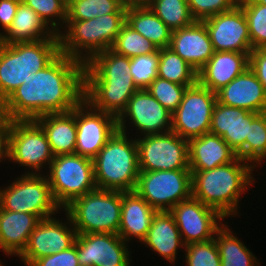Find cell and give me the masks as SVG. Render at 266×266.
<instances>
[{"instance_id":"cell-20","label":"cell","mask_w":266,"mask_h":266,"mask_svg":"<svg viewBox=\"0 0 266 266\" xmlns=\"http://www.w3.org/2000/svg\"><path fill=\"white\" fill-rule=\"evenodd\" d=\"M259 113L216 102L209 133L222 137L241 160L245 161V141L249 124Z\"/></svg>"},{"instance_id":"cell-23","label":"cell","mask_w":266,"mask_h":266,"mask_svg":"<svg viewBox=\"0 0 266 266\" xmlns=\"http://www.w3.org/2000/svg\"><path fill=\"white\" fill-rule=\"evenodd\" d=\"M249 54L215 51L210 60L197 72V81L216 93L249 67Z\"/></svg>"},{"instance_id":"cell-5","label":"cell","mask_w":266,"mask_h":266,"mask_svg":"<svg viewBox=\"0 0 266 266\" xmlns=\"http://www.w3.org/2000/svg\"><path fill=\"white\" fill-rule=\"evenodd\" d=\"M60 54L59 38L0 43V100L5 101L31 73L41 71Z\"/></svg>"},{"instance_id":"cell-34","label":"cell","mask_w":266,"mask_h":266,"mask_svg":"<svg viewBox=\"0 0 266 266\" xmlns=\"http://www.w3.org/2000/svg\"><path fill=\"white\" fill-rule=\"evenodd\" d=\"M150 8L172 31L196 21L187 0H152Z\"/></svg>"},{"instance_id":"cell-35","label":"cell","mask_w":266,"mask_h":266,"mask_svg":"<svg viewBox=\"0 0 266 266\" xmlns=\"http://www.w3.org/2000/svg\"><path fill=\"white\" fill-rule=\"evenodd\" d=\"M111 50L119 55L133 58L157 52L159 49L150 40L125 23L119 31Z\"/></svg>"},{"instance_id":"cell-37","label":"cell","mask_w":266,"mask_h":266,"mask_svg":"<svg viewBox=\"0 0 266 266\" xmlns=\"http://www.w3.org/2000/svg\"><path fill=\"white\" fill-rule=\"evenodd\" d=\"M245 14L252 50L266 48V5L254 0H239Z\"/></svg>"},{"instance_id":"cell-36","label":"cell","mask_w":266,"mask_h":266,"mask_svg":"<svg viewBox=\"0 0 266 266\" xmlns=\"http://www.w3.org/2000/svg\"><path fill=\"white\" fill-rule=\"evenodd\" d=\"M263 160H266V112L259 113L251 121L249 138L245 141V161L260 169Z\"/></svg>"},{"instance_id":"cell-48","label":"cell","mask_w":266,"mask_h":266,"mask_svg":"<svg viewBox=\"0 0 266 266\" xmlns=\"http://www.w3.org/2000/svg\"><path fill=\"white\" fill-rule=\"evenodd\" d=\"M8 137L9 133H0V163L8 160Z\"/></svg>"},{"instance_id":"cell-21","label":"cell","mask_w":266,"mask_h":266,"mask_svg":"<svg viewBox=\"0 0 266 266\" xmlns=\"http://www.w3.org/2000/svg\"><path fill=\"white\" fill-rule=\"evenodd\" d=\"M171 48L197 72L214 54L209 32L203 21L172 31Z\"/></svg>"},{"instance_id":"cell-14","label":"cell","mask_w":266,"mask_h":266,"mask_svg":"<svg viewBox=\"0 0 266 266\" xmlns=\"http://www.w3.org/2000/svg\"><path fill=\"white\" fill-rule=\"evenodd\" d=\"M171 116L172 113L147 89H140L131 96L126 109L117 118V128L129 134L128 130L131 127V130H136L135 138L163 134L171 131Z\"/></svg>"},{"instance_id":"cell-22","label":"cell","mask_w":266,"mask_h":266,"mask_svg":"<svg viewBox=\"0 0 266 266\" xmlns=\"http://www.w3.org/2000/svg\"><path fill=\"white\" fill-rule=\"evenodd\" d=\"M216 97L218 103L227 106L254 113L266 112V91L250 67L217 91Z\"/></svg>"},{"instance_id":"cell-43","label":"cell","mask_w":266,"mask_h":266,"mask_svg":"<svg viewBox=\"0 0 266 266\" xmlns=\"http://www.w3.org/2000/svg\"><path fill=\"white\" fill-rule=\"evenodd\" d=\"M30 266H80L77 257V248L74 244L69 249L57 254L36 259Z\"/></svg>"},{"instance_id":"cell-38","label":"cell","mask_w":266,"mask_h":266,"mask_svg":"<svg viewBox=\"0 0 266 266\" xmlns=\"http://www.w3.org/2000/svg\"><path fill=\"white\" fill-rule=\"evenodd\" d=\"M21 1L28 7H31L56 34H59L61 29H64L67 19L66 0Z\"/></svg>"},{"instance_id":"cell-13","label":"cell","mask_w":266,"mask_h":266,"mask_svg":"<svg viewBox=\"0 0 266 266\" xmlns=\"http://www.w3.org/2000/svg\"><path fill=\"white\" fill-rule=\"evenodd\" d=\"M216 93L198 81L187 87L183 99L171 116V131L189 140L209 133Z\"/></svg>"},{"instance_id":"cell-30","label":"cell","mask_w":266,"mask_h":266,"mask_svg":"<svg viewBox=\"0 0 266 266\" xmlns=\"http://www.w3.org/2000/svg\"><path fill=\"white\" fill-rule=\"evenodd\" d=\"M224 222L215 233L221 266H260L259 259Z\"/></svg>"},{"instance_id":"cell-45","label":"cell","mask_w":266,"mask_h":266,"mask_svg":"<svg viewBox=\"0 0 266 266\" xmlns=\"http://www.w3.org/2000/svg\"><path fill=\"white\" fill-rule=\"evenodd\" d=\"M21 0H0V36L11 26Z\"/></svg>"},{"instance_id":"cell-16","label":"cell","mask_w":266,"mask_h":266,"mask_svg":"<svg viewBox=\"0 0 266 266\" xmlns=\"http://www.w3.org/2000/svg\"><path fill=\"white\" fill-rule=\"evenodd\" d=\"M170 212L185 246L213 239L216 230L225 221L216 209L204 205L192 196L176 204Z\"/></svg>"},{"instance_id":"cell-8","label":"cell","mask_w":266,"mask_h":266,"mask_svg":"<svg viewBox=\"0 0 266 266\" xmlns=\"http://www.w3.org/2000/svg\"><path fill=\"white\" fill-rule=\"evenodd\" d=\"M0 208L34 214L40 220L63 212L45 174L23 173L6 187H0Z\"/></svg>"},{"instance_id":"cell-49","label":"cell","mask_w":266,"mask_h":266,"mask_svg":"<svg viewBox=\"0 0 266 266\" xmlns=\"http://www.w3.org/2000/svg\"><path fill=\"white\" fill-rule=\"evenodd\" d=\"M256 3L266 5V0H254Z\"/></svg>"},{"instance_id":"cell-46","label":"cell","mask_w":266,"mask_h":266,"mask_svg":"<svg viewBox=\"0 0 266 266\" xmlns=\"http://www.w3.org/2000/svg\"><path fill=\"white\" fill-rule=\"evenodd\" d=\"M121 8L127 10L150 8L152 0H117Z\"/></svg>"},{"instance_id":"cell-18","label":"cell","mask_w":266,"mask_h":266,"mask_svg":"<svg viewBox=\"0 0 266 266\" xmlns=\"http://www.w3.org/2000/svg\"><path fill=\"white\" fill-rule=\"evenodd\" d=\"M75 154L93 159L115 133L117 118L95 110L86 100L76 106Z\"/></svg>"},{"instance_id":"cell-33","label":"cell","mask_w":266,"mask_h":266,"mask_svg":"<svg viewBox=\"0 0 266 266\" xmlns=\"http://www.w3.org/2000/svg\"><path fill=\"white\" fill-rule=\"evenodd\" d=\"M107 14H126L117 0H68L66 20H90Z\"/></svg>"},{"instance_id":"cell-25","label":"cell","mask_w":266,"mask_h":266,"mask_svg":"<svg viewBox=\"0 0 266 266\" xmlns=\"http://www.w3.org/2000/svg\"><path fill=\"white\" fill-rule=\"evenodd\" d=\"M154 210L136 191H122L121 221L118 235L126 242L145 239L150 229Z\"/></svg>"},{"instance_id":"cell-40","label":"cell","mask_w":266,"mask_h":266,"mask_svg":"<svg viewBox=\"0 0 266 266\" xmlns=\"http://www.w3.org/2000/svg\"><path fill=\"white\" fill-rule=\"evenodd\" d=\"M187 87L189 86L157 77L147 90L163 107L173 113L180 105Z\"/></svg>"},{"instance_id":"cell-24","label":"cell","mask_w":266,"mask_h":266,"mask_svg":"<svg viewBox=\"0 0 266 266\" xmlns=\"http://www.w3.org/2000/svg\"><path fill=\"white\" fill-rule=\"evenodd\" d=\"M145 247L158 254L170 264H176L179 250L184 252L185 245L180 231L170 211H156L145 239L141 242Z\"/></svg>"},{"instance_id":"cell-29","label":"cell","mask_w":266,"mask_h":266,"mask_svg":"<svg viewBox=\"0 0 266 266\" xmlns=\"http://www.w3.org/2000/svg\"><path fill=\"white\" fill-rule=\"evenodd\" d=\"M59 38L45 21L22 1L9 29L0 36V43L13 44Z\"/></svg>"},{"instance_id":"cell-3","label":"cell","mask_w":266,"mask_h":266,"mask_svg":"<svg viewBox=\"0 0 266 266\" xmlns=\"http://www.w3.org/2000/svg\"><path fill=\"white\" fill-rule=\"evenodd\" d=\"M255 169L237 157L233 162L211 170L191 171L192 197L216 209L225 219L240 217L239 203L242 194L256 183Z\"/></svg>"},{"instance_id":"cell-19","label":"cell","mask_w":266,"mask_h":266,"mask_svg":"<svg viewBox=\"0 0 266 266\" xmlns=\"http://www.w3.org/2000/svg\"><path fill=\"white\" fill-rule=\"evenodd\" d=\"M203 22L209 32L214 51L251 53L248 23L239 5Z\"/></svg>"},{"instance_id":"cell-10","label":"cell","mask_w":266,"mask_h":266,"mask_svg":"<svg viewBox=\"0 0 266 266\" xmlns=\"http://www.w3.org/2000/svg\"><path fill=\"white\" fill-rule=\"evenodd\" d=\"M53 159L46 134L35 120H11L8 162L23 166L24 170L29 169L24 171L25 174H43Z\"/></svg>"},{"instance_id":"cell-44","label":"cell","mask_w":266,"mask_h":266,"mask_svg":"<svg viewBox=\"0 0 266 266\" xmlns=\"http://www.w3.org/2000/svg\"><path fill=\"white\" fill-rule=\"evenodd\" d=\"M249 67L266 91V48L253 49L249 54Z\"/></svg>"},{"instance_id":"cell-26","label":"cell","mask_w":266,"mask_h":266,"mask_svg":"<svg viewBox=\"0 0 266 266\" xmlns=\"http://www.w3.org/2000/svg\"><path fill=\"white\" fill-rule=\"evenodd\" d=\"M188 154L190 171L211 170L237 158L222 137L211 133L189 139Z\"/></svg>"},{"instance_id":"cell-9","label":"cell","mask_w":266,"mask_h":266,"mask_svg":"<svg viewBox=\"0 0 266 266\" xmlns=\"http://www.w3.org/2000/svg\"><path fill=\"white\" fill-rule=\"evenodd\" d=\"M45 173L53 196L62 209L97 188L93 159L75 153L54 156Z\"/></svg>"},{"instance_id":"cell-47","label":"cell","mask_w":266,"mask_h":266,"mask_svg":"<svg viewBox=\"0 0 266 266\" xmlns=\"http://www.w3.org/2000/svg\"><path fill=\"white\" fill-rule=\"evenodd\" d=\"M11 119L9 118L5 102L0 100V133H9V123Z\"/></svg>"},{"instance_id":"cell-41","label":"cell","mask_w":266,"mask_h":266,"mask_svg":"<svg viewBox=\"0 0 266 266\" xmlns=\"http://www.w3.org/2000/svg\"><path fill=\"white\" fill-rule=\"evenodd\" d=\"M183 260L186 266H221L215 238L185 246Z\"/></svg>"},{"instance_id":"cell-15","label":"cell","mask_w":266,"mask_h":266,"mask_svg":"<svg viewBox=\"0 0 266 266\" xmlns=\"http://www.w3.org/2000/svg\"><path fill=\"white\" fill-rule=\"evenodd\" d=\"M64 215L65 220L55 215L40 220L29 236L26 248L18 256L25 266H30L36 259L57 254L74 245L77 231L70 216L66 212Z\"/></svg>"},{"instance_id":"cell-27","label":"cell","mask_w":266,"mask_h":266,"mask_svg":"<svg viewBox=\"0 0 266 266\" xmlns=\"http://www.w3.org/2000/svg\"><path fill=\"white\" fill-rule=\"evenodd\" d=\"M39 222L40 219L34 214L0 208V251L7 256L18 257Z\"/></svg>"},{"instance_id":"cell-4","label":"cell","mask_w":266,"mask_h":266,"mask_svg":"<svg viewBox=\"0 0 266 266\" xmlns=\"http://www.w3.org/2000/svg\"><path fill=\"white\" fill-rule=\"evenodd\" d=\"M93 165L97 188L135 191L140 172L136 138L117 129L93 158Z\"/></svg>"},{"instance_id":"cell-39","label":"cell","mask_w":266,"mask_h":266,"mask_svg":"<svg viewBox=\"0 0 266 266\" xmlns=\"http://www.w3.org/2000/svg\"><path fill=\"white\" fill-rule=\"evenodd\" d=\"M159 50L157 52L139 55L130 58V70L136 87L147 89L148 86L158 77Z\"/></svg>"},{"instance_id":"cell-6","label":"cell","mask_w":266,"mask_h":266,"mask_svg":"<svg viewBox=\"0 0 266 266\" xmlns=\"http://www.w3.org/2000/svg\"><path fill=\"white\" fill-rule=\"evenodd\" d=\"M126 23V14H107L90 20H66L58 34L60 53L81 63L111 49L119 31Z\"/></svg>"},{"instance_id":"cell-32","label":"cell","mask_w":266,"mask_h":266,"mask_svg":"<svg viewBox=\"0 0 266 266\" xmlns=\"http://www.w3.org/2000/svg\"><path fill=\"white\" fill-rule=\"evenodd\" d=\"M157 76L185 86L197 82V71L169 47L159 49Z\"/></svg>"},{"instance_id":"cell-11","label":"cell","mask_w":266,"mask_h":266,"mask_svg":"<svg viewBox=\"0 0 266 266\" xmlns=\"http://www.w3.org/2000/svg\"><path fill=\"white\" fill-rule=\"evenodd\" d=\"M190 170L140 171L135 191L156 211H170L192 196Z\"/></svg>"},{"instance_id":"cell-1","label":"cell","mask_w":266,"mask_h":266,"mask_svg":"<svg viewBox=\"0 0 266 266\" xmlns=\"http://www.w3.org/2000/svg\"><path fill=\"white\" fill-rule=\"evenodd\" d=\"M84 64L60 53L41 71L31 73L4 101L11 120H35L73 110L83 100Z\"/></svg>"},{"instance_id":"cell-42","label":"cell","mask_w":266,"mask_h":266,"mask_svg":"<svg viewBox=\"0 0 266 266\" xmlns=\"http://www.w3.org/2000/svg\"><path fill=\"white\" fill-rule=\"evenodd\" d=\"M188 7L196 21H203L222 12L230 11L239 0H187Z\"/></svg>"},{"instance_id":"cell-7","label":"cell","mask_w":266,"mask_h":266,"mask_svg":"<svg viewBox=\"0 0 266 266\" xmlns=\"http://www.w3.org/2000/svg\"><path fill=\"white\" fill-rule=\"evenodd\" d=\"M122 191L96 188L74 199L63 211L79 234H118L121 221Z\"/></svg>"},{"instance_id":"cell-2","label":"cell","mask_w":266,"mask_h":266,"mask_svg":"<svg viewBox=\"0 0 266 266\" xmlns=\"http://www.w3.org/2000/svg\"><path fill=\"white\" fill-rule=\"evenodd\" d=\"M129 70V57L111 49L97 53L84 64L83 99L95 110L118 118L139 90Z\"/></svg>"},{"instance_id":"cell-12","label":"cell","mask_w":266,"mask_h":266,"mask_svg":"<svg viewBox=\"0 0 266 266\" xmlns=\"http://www.w3.org/2000/svg\"><path fill=\"white\" fill-rule=\"evenodd\" d=\"M139 171L190 170L188 140L175 132L136 138Z\"/></svg>"},{"instance_id":"cell-17","label":"cell","mask_w":266,"mask_h":266,"mask_svg":"<svg viewBox=\"0 0 266 266\" xmlns=\"http://www.w3.org/2000/svg\"><path fill=\"white\" fill-rule=\"evenodd\" d=\"M74 244L80 266H132L130 244L118 234L77 233Z\"/></svg>"},{"instance_id":"cell-28","label":"cell","mask_w":266,"mask_h":266,"mask_svg":"<svg viewBox=\"0 0 266 266\" xmlns=\"http://www.w3.org/2000/svg\"><path fill=\"white\" fill-rule=\"evenodd\" d=\"M35 121L44 130L54 156L75 153L76 107L68 112L42 115Z\"/></svg>"},{"instance_id":"cell-31","label":"cell","mask_w":266,"mask_h":266,"mask_svg":"<svg viewBox=\"0 0 266 266\" xmlns=\"http://www.w3.org/2000/svg\"><path fill=\"white\" fill-rule=\"evenodd\" d=\"M126 23L150 40L158 49L170 46L172 30L151 8L127 10Z\"/></svg>"}]
</instances>
